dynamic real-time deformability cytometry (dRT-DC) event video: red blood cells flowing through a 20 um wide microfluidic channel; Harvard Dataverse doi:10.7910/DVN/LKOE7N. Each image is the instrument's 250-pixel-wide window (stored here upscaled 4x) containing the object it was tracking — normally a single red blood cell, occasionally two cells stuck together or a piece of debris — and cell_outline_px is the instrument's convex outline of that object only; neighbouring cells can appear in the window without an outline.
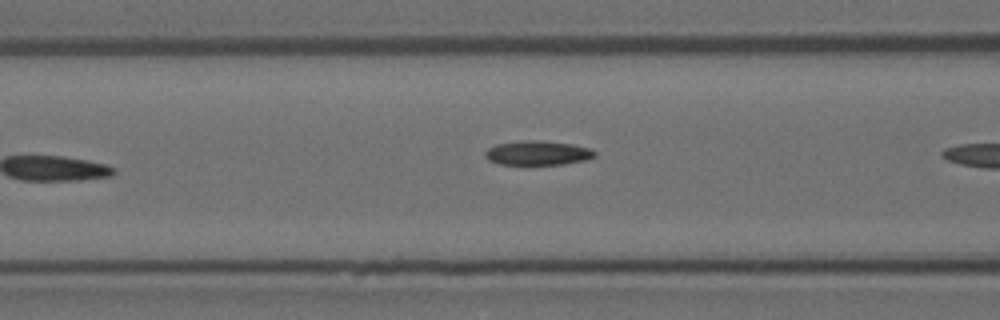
{"species": "Egyptian fruit bat (a non-hibernating species)", "species_latin": "Rousettus aegyptiacus", "temperature_condition": "room temperature", "stored_images_in_passage": 5, "camera_frame_rate_fps": 3000, "um_per_image_px": 0.085, "animal": {"sex": "female"}, "frame": {"image": 1, "passage_image": 4, "time_ms": 1.0, "image_size_px": [1000, 320], "cell_outline_px": [[596, 156], [584, 160], [564, 164], [500, 164], [488, 160], [484, 156], [484, 152], [488, 148], [496, 144], [524, 140], [536, 140], [572, 144], [592, 148], [596, 152]], "centroid_in_image_um": [45.7, 12.99], "position_along_channel_um": 120.9, "area_um2": 15.55}}